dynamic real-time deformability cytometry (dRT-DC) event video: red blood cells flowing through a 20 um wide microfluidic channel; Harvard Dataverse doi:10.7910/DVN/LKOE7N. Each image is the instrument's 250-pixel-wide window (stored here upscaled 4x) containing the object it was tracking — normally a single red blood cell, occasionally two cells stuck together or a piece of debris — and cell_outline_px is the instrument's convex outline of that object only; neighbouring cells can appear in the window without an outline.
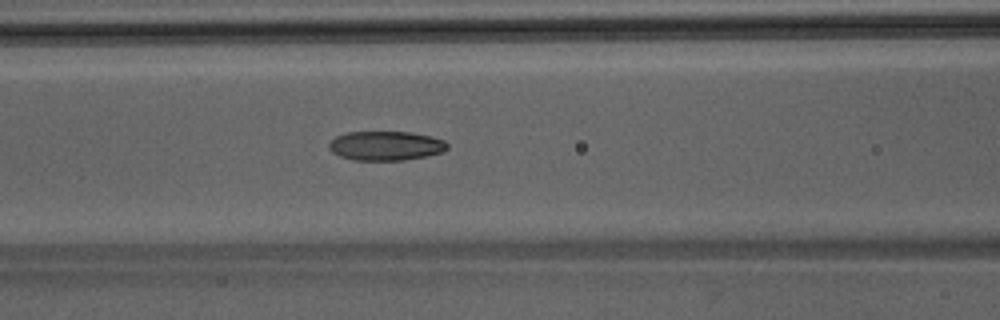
{"species": "Egyptian fruit bat (a non-hibernating species)", "species_latin": "Rousettus aegyptiacus", "temperature_condition": "room temperature", "stored_images_in_passage": 36, "camera_frame_rate_fps": 3000, "um_per_image_px": 0.085, "animal": {"sex": "male"}, "frame": {"image": 1, "passage_image": 8, "time_ms": 2.333, "image_size_px": [1000, 320], "cell_outline_px": [[448, 148], [444, 152], [428, 156], [404, 160], [352, 160], [340, 156], [332, 152], [328, 148], [328, 144], [336, 136], [348, 132], [408, 132], [432, 136], [444, 140], [448, 144]], "centroid_in_image_um": [32.81, 12.39], "position_along_channel_um": 133.8, "area_um2": 20.35}}
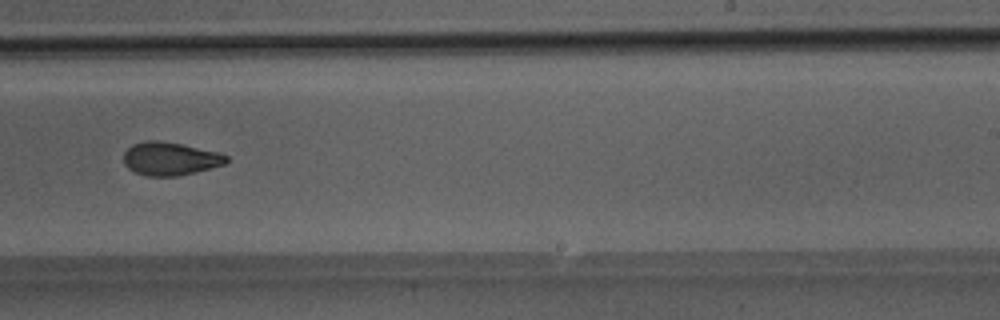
{"frame": {"image": 2, "passage_image": 18, "time_ms": 5.667, "image_size_px": [1000, 320], "cell_outline_px": [[228, 160], [224, 164], [196, 172], [176, 176], [148, 176], [136, 172], [128, 168], [124, 164], [124, 152], [132, 144], [144, 140], [156, 140], [180, 144], [220, 152], [228, 156]], "centroid_in_image_um": [14.45, 13.48], "position_along_channel_um": 274.5, "area_um2": 19.83}}
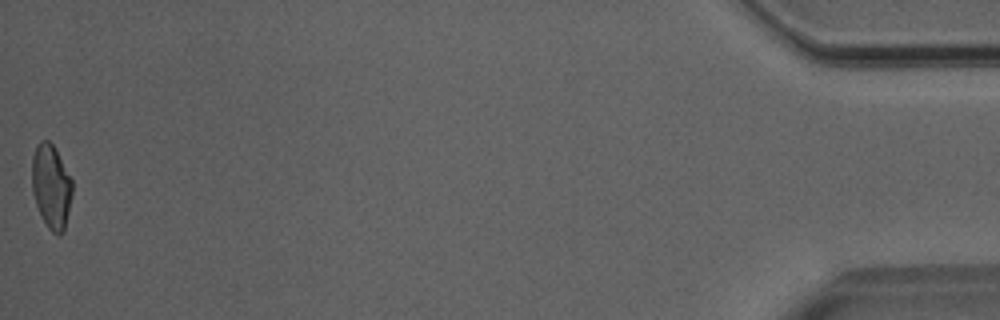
{"frame": {"image": 3, "passage_image": 36, "time_ms": 11.667, "image_size_px": [1000, 320], "cell_outline_px": [[72, 196], [64, 232], [60, 236], [56, 236], [48, 228], [40, 216], [32, 192], [32, 156], [36, 144], [40, 140], [48, 140], [52, 144], [72, 180]], "centroid_in_image_um": [4.34, 15.89], "position_along_channel_um": 430.9, "area_um2": 19.94}}